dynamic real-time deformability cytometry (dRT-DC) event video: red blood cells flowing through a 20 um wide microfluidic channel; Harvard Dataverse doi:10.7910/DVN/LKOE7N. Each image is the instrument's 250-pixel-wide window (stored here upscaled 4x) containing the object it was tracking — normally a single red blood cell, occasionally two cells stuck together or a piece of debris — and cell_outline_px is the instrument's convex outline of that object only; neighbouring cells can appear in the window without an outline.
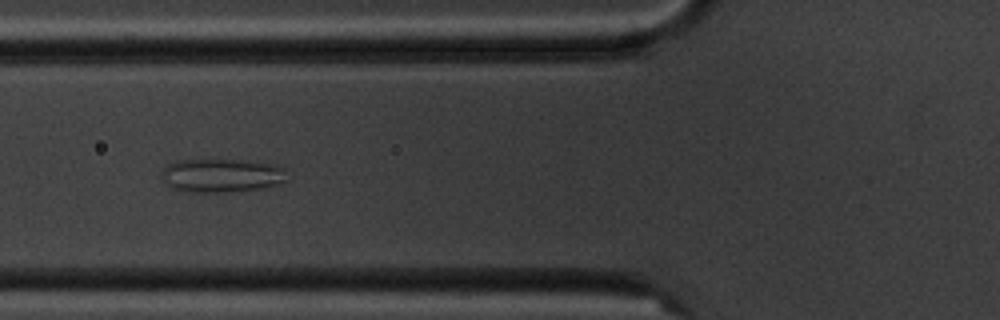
{"species": "common noctule bat (a hibernating species)", "species_latin": "Nyctalus noctula", "temperature_condition": "cold", "stored_images_in_passage": 7, "camera_frame_rate_fps": 3000, "um_per_image_px": 0.085, "animal": {"sex": "male", "body_mass_g": 20.1, "forearm_length_mm": 53.5}, "frame": {"image": 1, "passage_image": 6, "time_ms": 5.667, "image_size_px": [1000, 320], "cell_outline_px": [[288, 180], [280, 184], [264, 188], [228, 192], [192, 192], [172, 188], [164, 184], [160, 176], [160, 172], [168, 164], [176, 160], [248, 160], [276, 164], [284, 168]], "centroid_in_image_um": [18.85, 14.91], "position_along_channel_um": 107.0, "area_um2": 25.09}}